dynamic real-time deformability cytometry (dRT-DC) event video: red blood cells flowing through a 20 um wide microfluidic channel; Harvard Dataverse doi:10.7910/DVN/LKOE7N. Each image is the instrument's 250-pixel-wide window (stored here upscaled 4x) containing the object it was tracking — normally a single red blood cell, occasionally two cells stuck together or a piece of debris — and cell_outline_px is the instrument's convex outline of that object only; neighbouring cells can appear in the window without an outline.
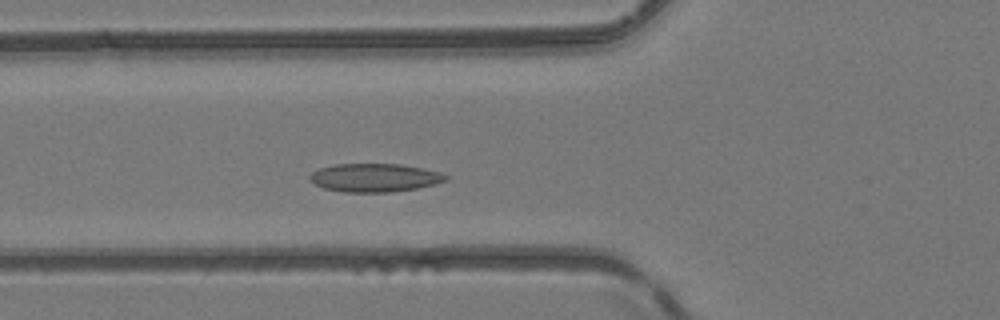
{"species": "common noctule bat (a hibernating species)", "species_latin": "Nyctalus noctula", "temperature_condition": "room temperature", "stored_images_in_passage": 42, "camera_frame_rate_fps": 3000, "um_per_image_px": 0.085, "animal": {"sex": "female", "body_mass_g": 24.6, "forearm_length_mm": 56.2}, "frame": {"image": 1, "passage_image": 12, "time_ms": 3.667, "image_size_px": [1000, 320], "cell_outline_px": [[448, 180], [436, 184], [416, 188], [392, 192], [344, 192], [324, 188], [308, 180], [308, 176], [312, 172], [320, 168], [332, 164], [400, 164], [424, 168], [440, 172], [448, 176]], "centroid_in_image_um": [31.85, 15.1], "position_along_channel_um": 94.0, "area_um2": 22.6}}
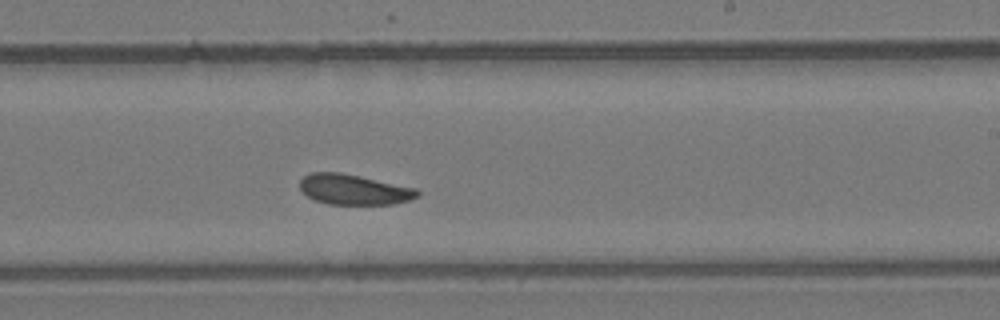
{"frame": {"image": 2, "passage_image": 24, "time_ms": 7.667, "image_size_px": [1000, 320], "cell_outline_px": [[420, 196], [408, 200], [392, 204], [328, 204], [316, 200], [308, 196], [300, 188], [300, 180], [304, 176], [312, 172], [340, 172], [360, 176], [416, 188], [420, 192]], "centroid_in_image_um": [30.09, 16.1], "position_along_channel_um": 258.9, "area_um2": 20.63}}
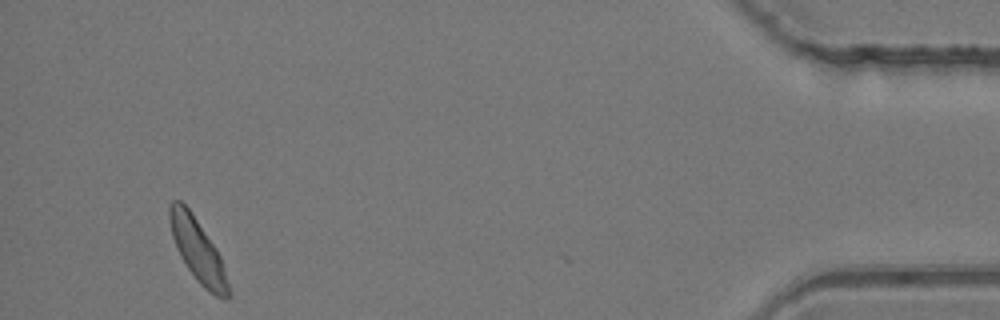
{"frame": {"image": 3, "passage_image": 41, "time_ms": 13.333, "image_size_px": [1000, 320], "cell_outline_px": [[228, 300], [224, 300], [216, 296], [204, 288], [200, 284], [188, 268], [180, 256], [176, 248], [172, 236], [168, 220], [168, 204], [172, 200], [180, 200], [188, 208], [216, 248], [220, 256], [224, 268], [228, 284]], "centroid_in_image_um": [16.77, 21.25], "position_along_channel_um": 418.4, "area_um2": 21.27}, "authors_computed_cell_mechanics": {"area_um2": 21.4149, "velocity_mm_per_s": 4.122, "shape_relaxation_time_tau1_ms": 3.4643, "shape_relaxation_time_tau2_ms": 6.9339, "deformation_change_tau1": 0.0801, "deformation_change_tau2": 0.1183}}